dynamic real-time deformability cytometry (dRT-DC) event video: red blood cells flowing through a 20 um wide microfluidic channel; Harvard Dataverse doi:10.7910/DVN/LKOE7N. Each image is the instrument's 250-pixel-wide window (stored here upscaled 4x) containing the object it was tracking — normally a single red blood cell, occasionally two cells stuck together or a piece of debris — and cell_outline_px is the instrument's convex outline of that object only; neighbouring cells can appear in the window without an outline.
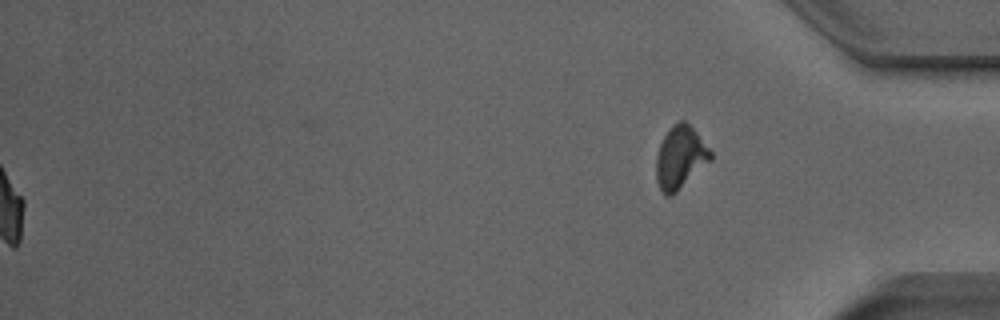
{"species": "Egyptian fruit bat (a non-hibernating species)", "species_latin": "Rousettus aegyptiacus", "temperature_condition": "room temperature", "stored_images_in_passage": 52, "segment_of_instrument_passage": [2, 2], "camera_frame_rate_fps": 3000, "um_per_image_px": 0.085, "animal": {"sex": "male"}, "frame": {"image": 1, "passage_image": 52, "time_ms": 17.0, "image_size_px": [1000, 320], "cell_outline_px": [[712, 160], [672, 196], [664, 196], [656, 180], [656, 156], [660, 144], [668, 128], [672, 124], [680, 120], [684, 120], [696, 132], [712, 152]], "centroid_in_image_um": [57.81, 13.39], "position_along_channel_um": 377.4, "area_um2": 19.94}}